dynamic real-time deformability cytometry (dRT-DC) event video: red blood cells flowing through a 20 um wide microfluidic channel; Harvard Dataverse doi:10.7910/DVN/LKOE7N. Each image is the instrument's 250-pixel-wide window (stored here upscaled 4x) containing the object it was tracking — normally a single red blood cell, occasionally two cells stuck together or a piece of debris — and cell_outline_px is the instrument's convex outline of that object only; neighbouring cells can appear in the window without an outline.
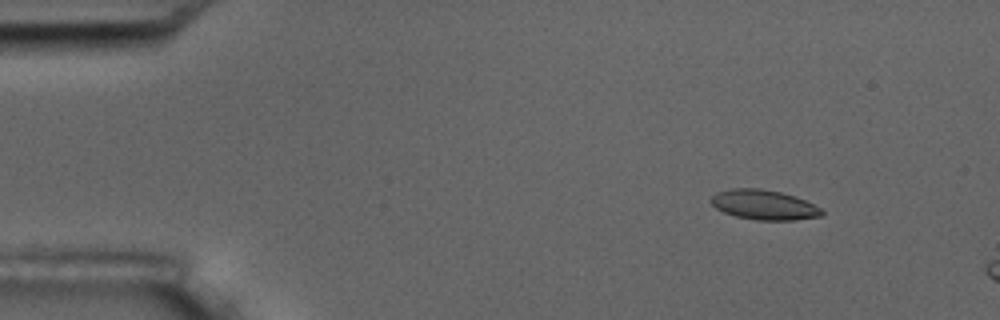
{"species": "common noctule bat (a hibernating species)", "species_latin": "Nyctalus noctula", "temperature_condition": "room temperature", "stored_images_in_passage": 4, "camera_frame_rate_fps": 3000, "um_per_image_px": 0.085, "animal": {"sex": "male", "body_mass_g": 17.5, "forearm_length_mm": 52.3}, "frame": {"image": 1, "passage_image": 2, "time_ms": 1.0, "image_size_px": [1000, 320], "cell_outline_px": [[824, 216], [796, 220], [756, 220], [736, 216], [724, 212], [716, 208], [708, 200], [716, 192], [732, 188], [760, 188], [780, 192], [796, 196], [820, 208], [824, 212]], "centroid_in_image_um": [64.93, 17.41], "position_along_channel_um": 20.1, "area_um2": 19.36}}